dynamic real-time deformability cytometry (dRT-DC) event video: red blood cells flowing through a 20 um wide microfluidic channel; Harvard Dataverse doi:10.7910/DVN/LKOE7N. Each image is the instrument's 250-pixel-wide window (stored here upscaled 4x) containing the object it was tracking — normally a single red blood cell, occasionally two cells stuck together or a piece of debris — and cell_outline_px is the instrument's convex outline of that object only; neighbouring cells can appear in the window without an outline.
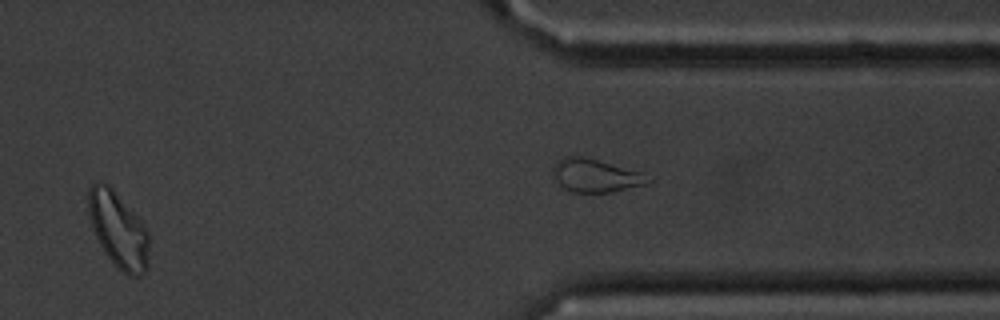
{"species": "common noctule bat (a hibernating species)", "species_latin": "Nyctalus noctula", "temperature_condition": "cold", "stored_images_in_passage": 40, "segment_of_instrument_passage": [2, 2], "camera_frame_rate_fps": 3000, "um_per_image_px": 0.085, "animal": {"sex": "male", "body_mass_g": 20.1, "forearm_length_mm": 53.5}, "frame": {"image": 1, "passage_image": 32, "time_ms": 10.333, "image_size_px": [1000, 320], "cell_outline_px": [[148, 268], [140, 276], [128, 276], [116, 268], [100, 244], [96, 236], [88, 212], [88, 188], [92, 184], [108, 184], [112, 188], [144, 224], [148, 232]], "centroid_in_image_um": [10.07, 19.58], "position_along_channel_um": 401.3, "area_um2": 26.47}}